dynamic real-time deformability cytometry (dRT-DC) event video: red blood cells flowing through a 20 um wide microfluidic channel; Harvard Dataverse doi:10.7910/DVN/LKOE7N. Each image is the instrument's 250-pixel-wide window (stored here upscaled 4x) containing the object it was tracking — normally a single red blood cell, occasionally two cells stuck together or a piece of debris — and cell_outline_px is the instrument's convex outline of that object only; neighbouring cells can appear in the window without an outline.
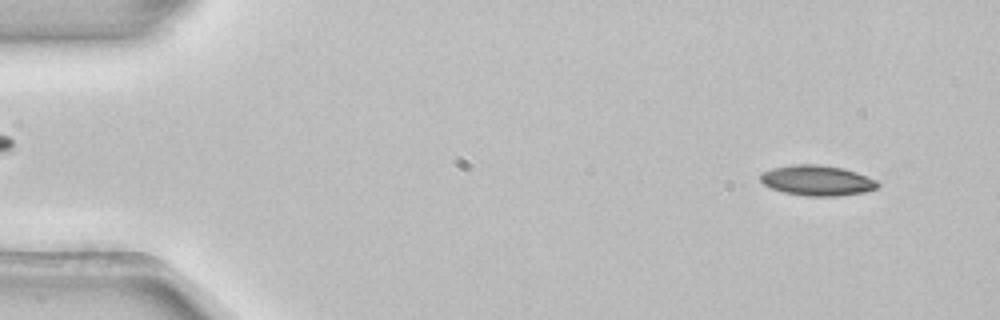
{"species": "common noctule bat (a hibernating species)", "species_latin": "Nyctalus noctula", "temperature_condition": "room temperature", "stored_images_in_passage": 4, "segment_of_instrument_passage": [1, 2], "camera_frame_rate_fps": 3000, "um_per_image_px": 0.085, "animal": {"sex": "female", "body_mass_g": 22.7, "forearm_length_mm": 54.2}, "frame": {"image": 1, "passage_image": 1, "time_ms": 0.0, "image_size_px": [1000, 320], "cell_outline_px": [[880, 184], [876, 188], [864, 192], [836, 196], [804, 196], [784, 192], [772, 188], [764, 184], [760, 180], [760, 176], [764, 172], [772, 168], [796, 164], [820, 164], [844, 168], [856, 172], [876, 180]], "centroid_in_image_um": [69.46, 15.33], "position_along_channel_um": 15.5, "area_um2": 20.63}}